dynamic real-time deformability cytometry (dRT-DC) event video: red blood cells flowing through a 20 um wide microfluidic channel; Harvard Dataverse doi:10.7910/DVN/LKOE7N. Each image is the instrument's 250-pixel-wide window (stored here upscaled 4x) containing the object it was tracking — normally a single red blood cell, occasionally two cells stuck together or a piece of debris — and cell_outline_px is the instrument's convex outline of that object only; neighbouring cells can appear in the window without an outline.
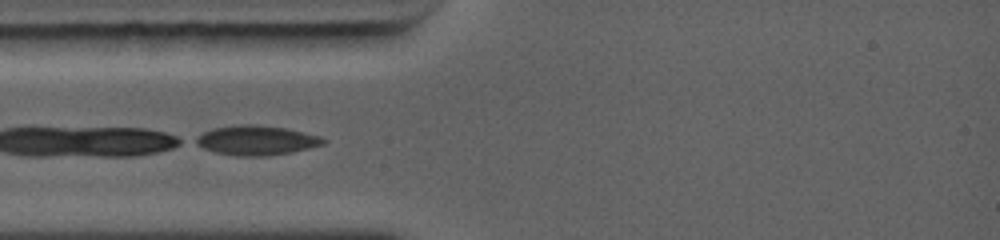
{"species": "common noctule bat (a hibernating species)", "species_latin": "Nyctalus noctula", "temperature_condition": "warm", "stored_images_in_passage": 20, "camera_frame_rate_fps": 5000, "um_per_image_px": 0.085, "animal": {"sex": "female", "body_mass_g": 19.0, "forearm_length_mm": 56.7}, "frame": {"image": 1, "passage_image": 1, "time_ms": 0.0, "image_size_px": [1000, 240], "cell_outline_px": [[328, 140], [324, 144], [292, 152], [264, 156], [236, 156], [216, 152], [204, 148], [196, 144], [192, 140], [204, 132], [216, 128], [248, 124], [284, 128], [316, 136]], "centroid_in_image_um": [21.76, 11.95], "position_along_channel_um": 63.2, "area_um2": 21.39}}
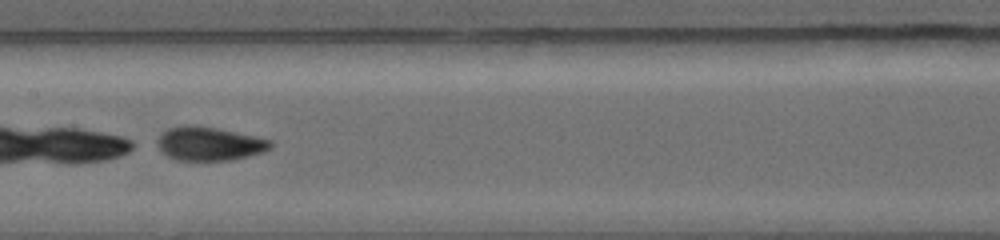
{"frame": {"image": 2, "passage_image": 9, "time_ms": 2.8, "image_size_px": [1000, 240], "cell_outline_px": [[272, 144], [268, 148], [260, 152], [232, 160], [176, 160], [168, 156], [160, 148], [160, 136], [168, 128], [212, 128], [252, 136], [268, 140]], "centroid_in_image_um": [17.8, 12.27], "position_along_channel_um": 189.6, "area_um2": 20.58}}
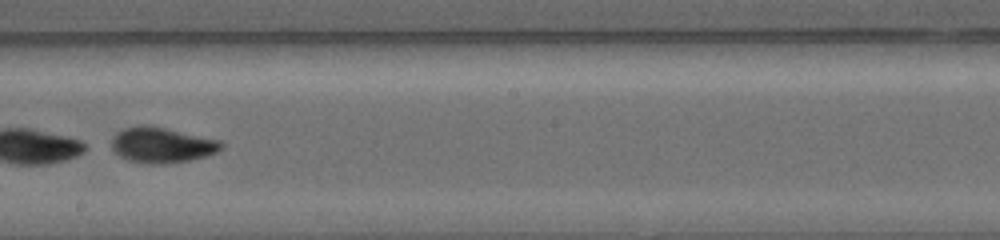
{"frame": {"image": 3, "passage_image": 12, "time_ms": 3.8, "image_size_px": [1000, 240], "cell_outline_px": [[220, 148], [216, 152], [192, 160], [168, 164], [148, 164], [128, 160], [120, 156], [112, 148], [112, 140], [124, 128], [164, 128], [216, 140], [220, 144]], "centroid_in_image_um": [13.74, 12.39], "position_along_channel_um": 234.5, "area_um2": 21.44}}